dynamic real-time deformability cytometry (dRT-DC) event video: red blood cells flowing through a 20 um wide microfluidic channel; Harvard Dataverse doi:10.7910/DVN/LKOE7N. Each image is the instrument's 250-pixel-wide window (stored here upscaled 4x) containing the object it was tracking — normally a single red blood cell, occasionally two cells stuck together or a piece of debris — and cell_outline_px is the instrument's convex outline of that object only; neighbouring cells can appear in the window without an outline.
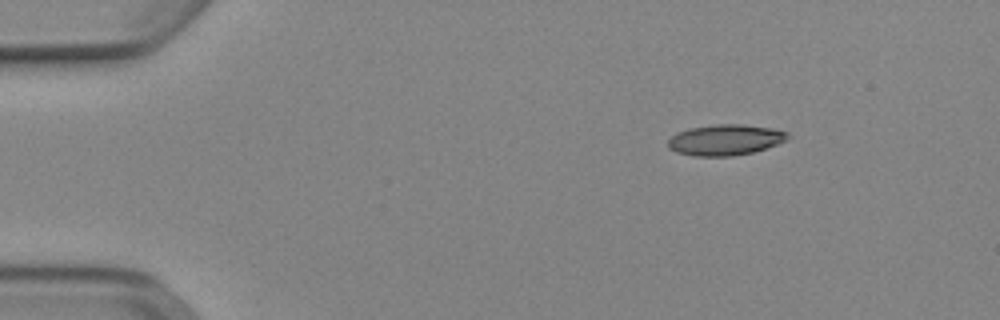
{"species": "Egyptian fruit bat (a non-hibernating species)", "species_latin": "Rousettus aegyptiacus", "temperature_condition": "cold", "stored_images_in_passage": 46, "camera_frame_rate_fps": 3000, "um_per_image_px": 0.085, "animal": {"sex": "female"}, "frame": {"image": 1, "passage_image": 1, "time_ms": 0.0, "image_size_px": [1000, 320], "cell_outline_px": [[788, 140], [752, 152], [732, 156], [692, 156], [676, 152], [668, 148], [668, 140], [672, 136], [680, 132], [692, 128], [716, 124], [740, 124], [772, 128], [788, 132]], "centroid_in_image_um": [61.64, 11.89], "position_along_channel_um": 23.4, "area_um2": 21.27}}
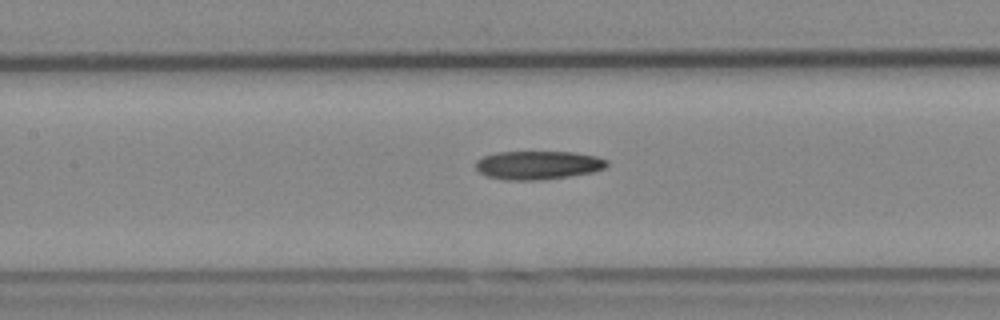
{"frame": {"image": 2, "passage_image": 18, "time_ms": 5.667, "image_size_px": [1000, 320], "cell_outline_px": [[608, 164], [604, 168], [592, 172], [568, 176], [536, 180], [508, 180], [488, 176], [480, 172], [476, 168], [476, 160], [484, 156], [496, 152], [576, 152], [596, 156], [608, 160]], "centroid_in_image_um": [45.74, 14.02], "position_along_channel_um": 161.7, "area_um2": 21.68}}
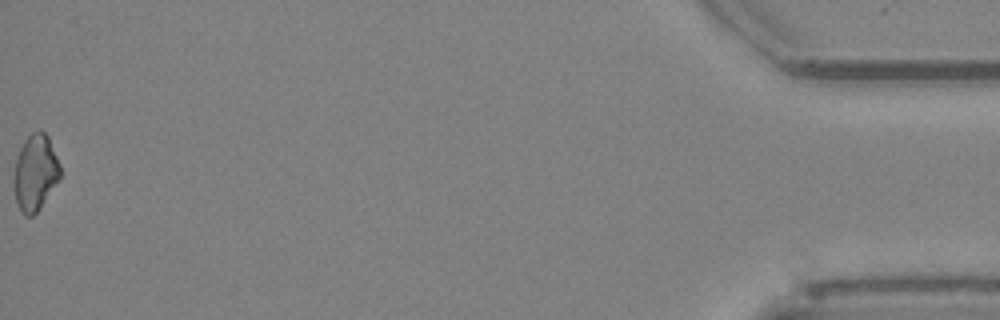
{"frame": {"image": 3, "passage_image": 46, "time_ms": 15.0, "image_size_px": [1000, 320], "cell_outline_px": [[60, 180], [40, 208], [32, 216], [24, 216], [16, 204], [12, 184], [12, 176], [16, 160], [20, 148], [24, 140], [32, 132], [40, 128], [48, 136], [60, 164]], "centroid_in_image_um": [2.98, 14.68], "position_along_channel_um": 432.2, "area_um2": 21.04}, "authors_computed_cell_mechanics": {"area_um2": 21.4438, "velocity_mm_per_s": 3.9223, "shape_relaxation_time_tau1_ms": 4.8791, "shape_relaxation_time_tau2_ms": null, "deformation_change_tau1": 0.1382, "deformation_change_tau2": null}}